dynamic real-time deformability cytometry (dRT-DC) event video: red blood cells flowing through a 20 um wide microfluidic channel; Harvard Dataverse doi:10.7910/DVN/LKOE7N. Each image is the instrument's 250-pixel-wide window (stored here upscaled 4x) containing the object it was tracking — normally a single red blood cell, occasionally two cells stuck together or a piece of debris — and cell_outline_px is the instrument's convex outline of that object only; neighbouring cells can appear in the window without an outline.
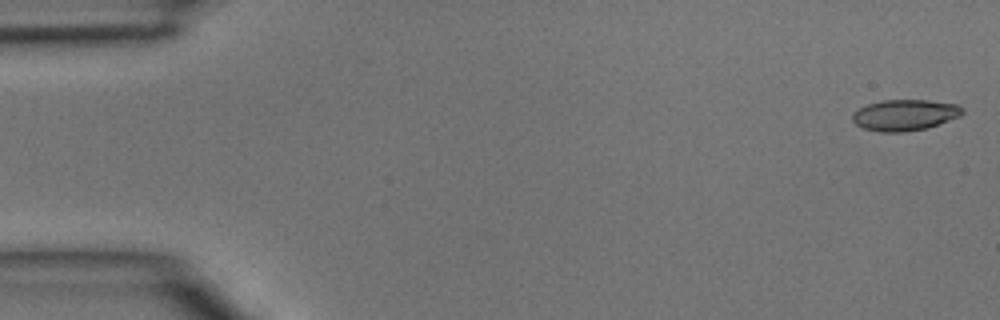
{"species": "common noctule bat (a hibernating species)", "species_latin": "Nyctalus noctula", "temperature_condition": "room temperature", "stored_images_in_passage": 44, "camera_frame_rate_fps": 3000, "um_per_image_px": 0.085, "animal": {"sex": "male", "body_mass_g": 15.6}, "frame": {"image": 1, "passage_image": 1, "time_ms": 0.0, "image_size_px": [1000, 320], "cell_outline_px": [[964, 112], [960, 116], [928, 128], [904, 132], [880, 132], [864, 128], [856, 124], [852, 120], [852, 116], [860, 108], [868, 104], [884, 100], [928, 100], [956, 104], [964, 108]], "centroid_in_image_um": [76.94, 9.78], "position_along_channel_um": 8.1, "area_um2": 19.83}}
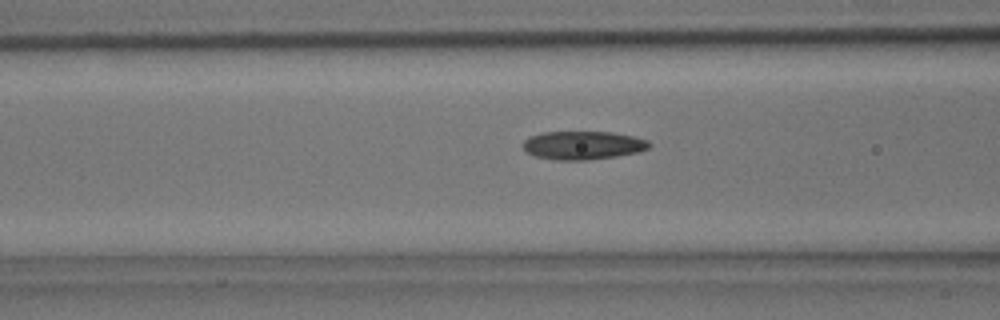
{"frame": {"image": 2, "passage_image": 17, "time_ms": 5.333, "image_size_px": [1000, 320], "cell_outline_px": [[652, 144], [648, 148], [640, 152], [616, 156], [588, 160], [556, 160], [536, 156], [528, 152], [524, 148], [524, 140], [528, 136], [544, 132], [612, 132], [636, 136], [648, 140]], "centroid_in_image_um": [49.6, 12.34], "position_along_channel_um": 117.0, "area_um2": 20.98}}
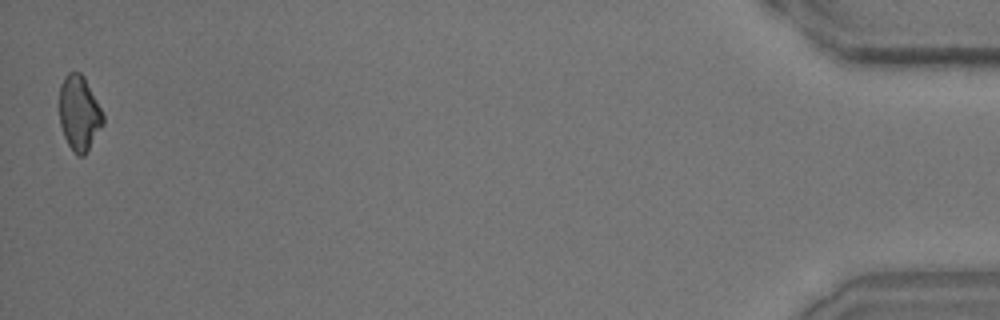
{"frame": {"image": 3, "passage_image": 44, "time_ms": 14.333, "image_size_px": [1000, 320], "cell_outline_px": [[104, 124], [84, 156], [76, 156], [68, 144], [64, 136], [60, 124], [60, 84], [64, 76], [68, 72], [80, 72], [84, 76], [104, 116]], "centroid_in_image_um": [6.73, 9.62], "position_along_channel_um": 428.5, "area_um2": 19.02}}